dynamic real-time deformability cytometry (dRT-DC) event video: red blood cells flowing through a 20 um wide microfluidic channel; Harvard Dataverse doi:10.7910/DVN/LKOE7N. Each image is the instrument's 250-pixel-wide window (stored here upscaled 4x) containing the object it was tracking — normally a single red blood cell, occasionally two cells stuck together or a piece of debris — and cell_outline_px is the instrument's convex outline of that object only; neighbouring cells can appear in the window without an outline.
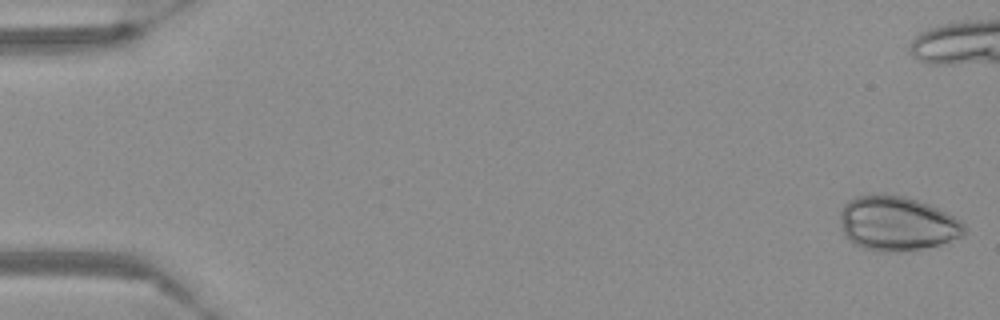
{"species": "Egyptian fruit bat (a non-hibernating species)", "species_latin": "Rousettus aegyptiacus", "temperature_condition": "warm", "stored_images_in_passage": 53, "camera_frame_rate_fps": 3000, "um_per_image_px": 0.085, "frame": {"image": 1, "passage_image": 1, "time_ms": 0.0, "image_size_px": [1000, 320], "cell_outline_px": [[964, 236], [940, 244], [900, 252], [880, 252], [864, 248], [856, 244], [844, 232], [840, 220], [840, 212], [844, 204], [848, 200], [856, 196], [884, 192], [908, 196], [928, 204], [960, 220], [964, 224]], "centroid_in_image_um": [76.23, 18.96], "position_along_channel_um": 8.8, "area_um2": 39.48}}
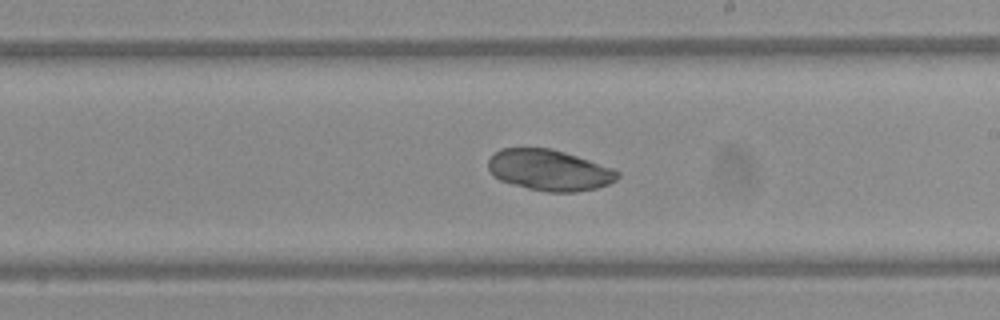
{"frame": {"image": 2, "passage_image": 33, "time_ms": 10.667, "image_size_px": [1000, 320], "cell_outline_px": [[620, 176], [616, 180], [608, 184], [596, 188], [576, 192], [548, 192], [528, 188], [512, 184], [500, 180], [488, 168], [488, 160], [500, 148], [552, 148], [612, 168], [620, 172]], "centroid_in_image_um": [46.7, 14.46], "position_along_channel_um": 242.3, "area_um2": 30.63}}
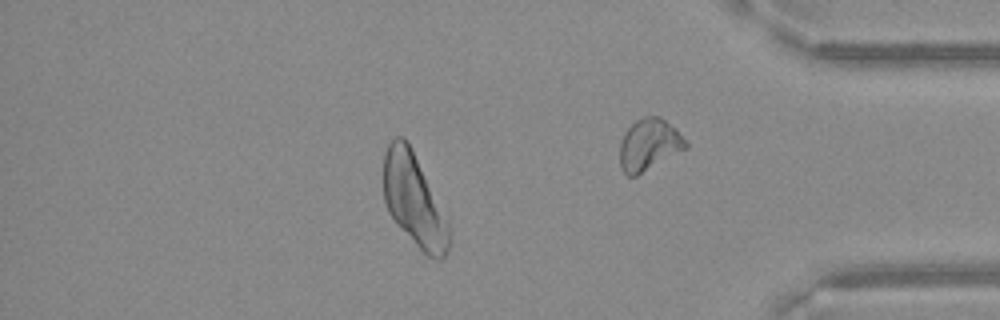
{"frame": {"image": 3, "passage_image": 49, "time_ms": 16.0, "image_size_px": [1000, 320], "cell_outline_px": [[448, 248], [444, 256], [440, 260], [436, 260], [428, 256], [396, 224], [388, 212], [384, 200], [384, 152], [388, 144], [396, 136], [404, 136], [412, 148], [448, 224]], "centroid_in_image_um": [35.14, 16.99], "position_along_channel_um": 400.1, "area_um2": 34.39}}